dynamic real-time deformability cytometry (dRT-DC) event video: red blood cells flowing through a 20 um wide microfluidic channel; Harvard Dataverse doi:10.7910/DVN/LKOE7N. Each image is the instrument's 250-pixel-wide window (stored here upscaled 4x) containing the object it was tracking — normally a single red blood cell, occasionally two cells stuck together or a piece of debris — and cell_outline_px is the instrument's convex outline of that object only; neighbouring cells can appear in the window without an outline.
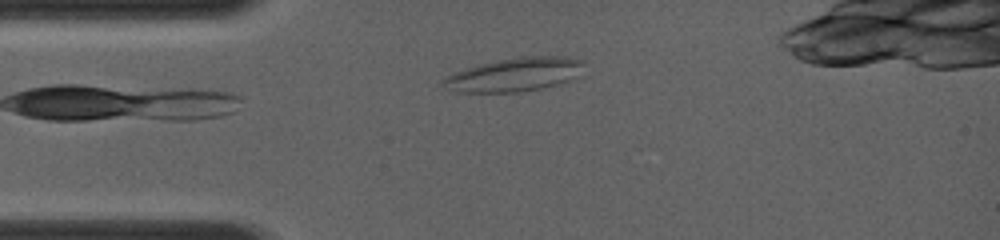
{"species": "common noctule bat (a hibernating species)", "species_latin": "Nyctalus noctula", "temperature_condition": "room temperature", "stored_images_in_passage": 4, "camera_frame_rate_fps": 4000, "um_per_image_px": 0.085, "animal": {"sex": "female", "body_mass_g": 19.0, "forearm_length_mm": 56.7}, "frame": {"image": 1, "passage_image": 2, "time_ms": 0.25, "image_size_px": [1000, 240], "cell_outline_px": [[580, 76], [556, 84], [540, 88], [516, 92], [456, 92], [440, 84], [440, 80], [452, 72], [480, 64], [496, 60], [520, 56], [560, 56], [580, 60]], "centroid_in_image_um": [43.64, 6.34], "position_along_channel_um": 41.4, "area_um2": 27.34}}